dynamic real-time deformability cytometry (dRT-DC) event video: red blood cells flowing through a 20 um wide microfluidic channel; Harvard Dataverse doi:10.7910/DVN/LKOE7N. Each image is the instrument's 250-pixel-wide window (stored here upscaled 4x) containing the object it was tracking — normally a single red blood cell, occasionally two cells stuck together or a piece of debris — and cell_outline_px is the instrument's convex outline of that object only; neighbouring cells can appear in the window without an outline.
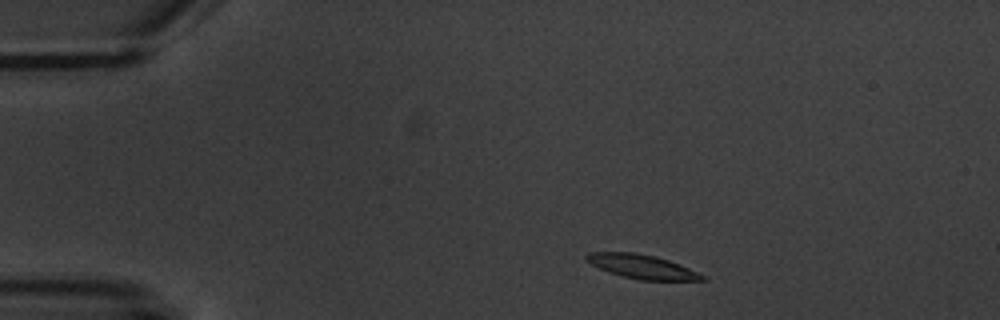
{"species": "common noctule bat (a hibernating species)", "species_latin": "Nyctalus noctula", "temperature_condition": "warm", "stored_images_in_passage": 3, "camera_frame_rate_fps": 3000, "um_per_image_px": 0.085, "animal": {"sex": "male", "body_mass_g": 20.1, "forearm_length_mm": 53.5}, "frame": {"image": 1, "passage_image": 1, "time_ms": 0.0, "image_size_px": [1000, 320], "cell_outline_px": [[708, 280], [640, 280], [608, 272], [584, 260], [584, 256], [588, 252], [632, 252], [652, 256], [668, 260], [688, 268], [704, 276]], "centroid_in_image_um": [54.51, 22.66], "position_along_channel_um": 30.5, "area_um2": 15.9}}
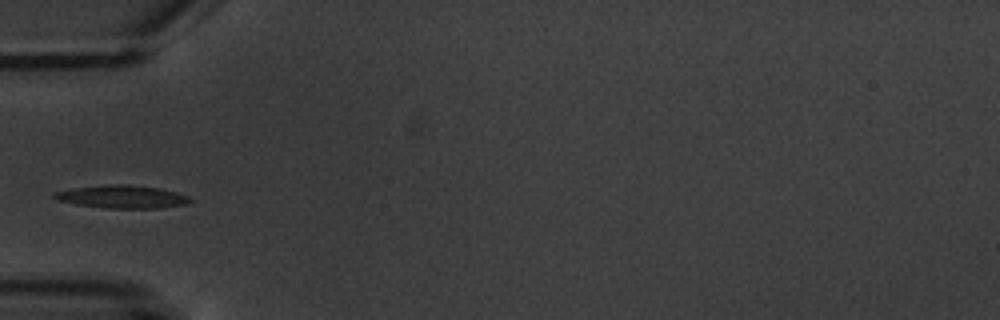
{"frame": {"image": 2, "passage_image": 3, "time_ms": 3.0, "image_size_px": [1000, 320], "cell_outline_px": [[192, 200], [188, 204], [160, 208], [108, 208], [76, 204], [56, 200], [52, 196], [52, 192], [72, 188], [100, 184], [128, 184], [160, 188], [176, 192], [188, 196]], "centroid_in_image_um": [10.35, 16.71], "position_along_channel_um": 74.7, "area_um2": 18.38}}